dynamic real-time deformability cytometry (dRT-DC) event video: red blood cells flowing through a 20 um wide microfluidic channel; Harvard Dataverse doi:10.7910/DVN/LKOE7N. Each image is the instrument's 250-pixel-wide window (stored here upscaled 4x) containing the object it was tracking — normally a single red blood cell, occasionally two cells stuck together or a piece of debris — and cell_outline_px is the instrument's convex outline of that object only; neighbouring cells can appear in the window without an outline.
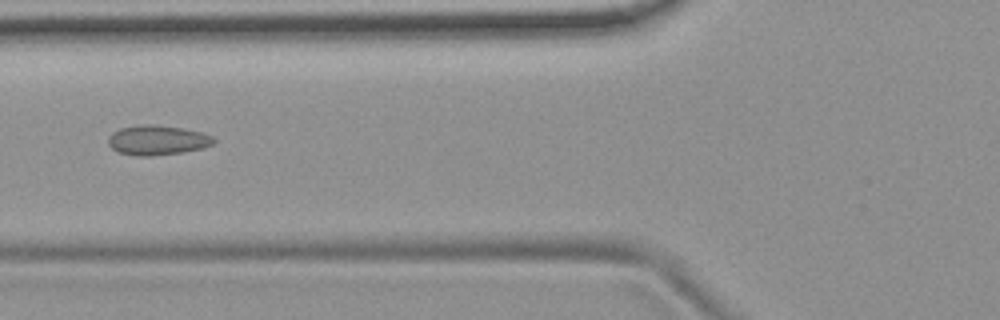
{"species": "common noctule bat (a hibernating species)", "species_latin": "Nyctalus noctula", "temperature_condition": "room temperature", "stored_images_in_passage": 45, "camera_frame_rate_fps": 3000, "um_per_image_px": 0.085, "animal": {"sex": "female", "body_mass_g": 19.9}, "frame": {"image": 1, "passage_image": 12, "time_ms": 3.667, "image_size_px": [1000, 320], "cell_outline_px": [[216, 140], [212, 144], [200, 148], [184, 152], [152, 156], [136, 156], [120, 152], [112, 148], [108, 144], [108, 136], [112, 132], [120, 128], [140, 124], [152, 124], [180, 128], [200, 132], [212, 136]], "centroid_in_image_um": [13.33, 11.91], "position_along_channel_um": 112.5, "area_um2": 18.21}}
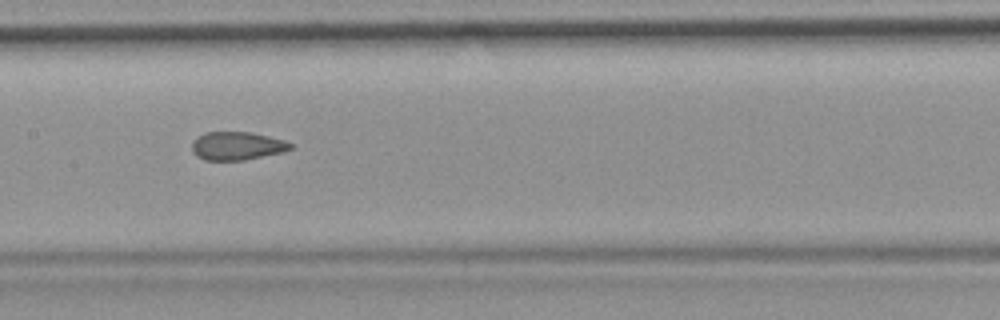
{"frame": {"image": 2, "passage_image": 18, "time_ms": 5.667, "image_size_px": [1000, 320], "cell_outline_px": [[296, 144], [292, 148], [284, 152], [244, 160], [204, 160], [196, 156], [192, 152], [192, 140], [196, 136], [204, 132], [248, 132], [268, 136], [284, 140]], "centroid_in_image_um": [20.14, 12.4], "position_along_channel_um": 187.3, "area_um2": 16.47}}
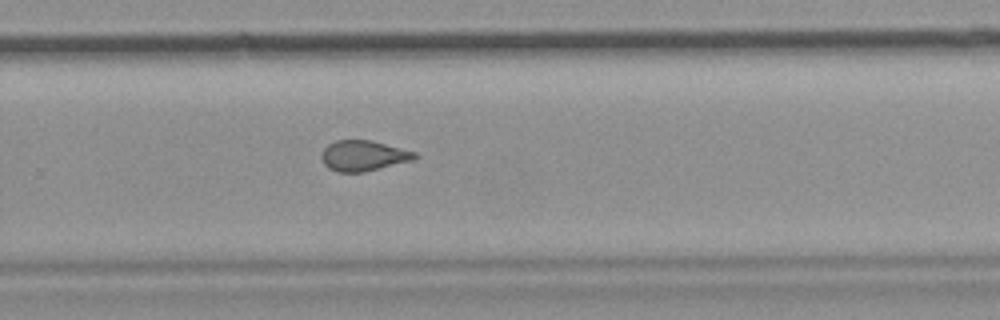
{"frame": {"image": 3, "passage_image": 27, "time_ms": 8.667, "image_size_px": [1000, 320], "cell_outline_px": [[420, 156], [412, 160], [364, 172], [336, 172], [328, 168], [324, 164], [320, 156], [320, 152], [328, 144], [336, 140], [368, 140], [416, 152]], "centroid_in_image_um": [30.84, 13.24], "position_along_channel_um": 299.0, "area_um2": 16.53}, "authors_computed_cell_mechanics": {"area_um2": 17.2822, "velocity_mm_per_s": 3.7478, "shape_relaxation_time_tau1_ms": null, "shape_relaxation_time_tau2_ms": 1.3963, "deformation_change_tau1": null, "deformation_change_tau2": 0.0786}}